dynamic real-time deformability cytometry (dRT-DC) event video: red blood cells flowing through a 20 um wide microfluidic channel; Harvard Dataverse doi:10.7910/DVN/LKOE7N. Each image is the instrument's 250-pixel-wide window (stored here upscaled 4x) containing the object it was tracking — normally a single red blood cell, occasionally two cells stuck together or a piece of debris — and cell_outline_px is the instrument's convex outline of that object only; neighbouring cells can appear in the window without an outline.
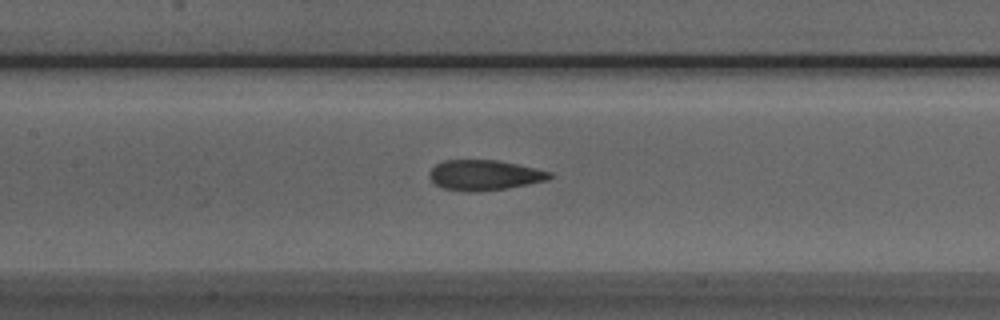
{"species": "Egyptian fruit bat (a non-hibernating species)", "species_latin": "Rousettus aegyptiacus", "temperature_condition": "room temperature", "stored_images_in_passage": 42, "camera_frame_rate_fps": 3000, "um_per_image_px": 0.085, "animal": {"sex": "male"}, "frame": {"image": 1, "passage_image": 14, "time_ms": 4.333, "image_size_px": [1000, 320], "cell_outline_px": [[552, 176], [548, 180], [508, 188], [476, 192], [468, 192], [444, 188], [436, 184], [428, 176], [428, 172], [436, 164], [444, 160], [496, 160], [536, 168], [552, 172]], "centroid_in_image_um": [41.17, 14.89], "position_along_channel_um": 166.2, "area_um2": 21.21}}
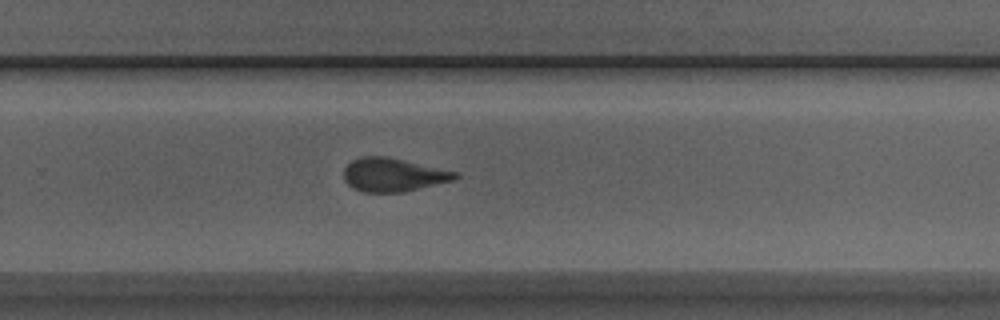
{"frame": {"image": 2, "passage_image": 24, "time_ms": 7.667, "image_size_px": [1000, 320], "cell_outline_px": [[460, 176], [452, 180], [404, 192], [364, 192], [352, 188], [344, 180], [344, 168], [352, 160], [360, 156], [384, 156], [460, 172]], "centroid_in_image_um": [33.41, 14.86], "position_along_channel_um": 296.4, "area_um2": 21.68}}
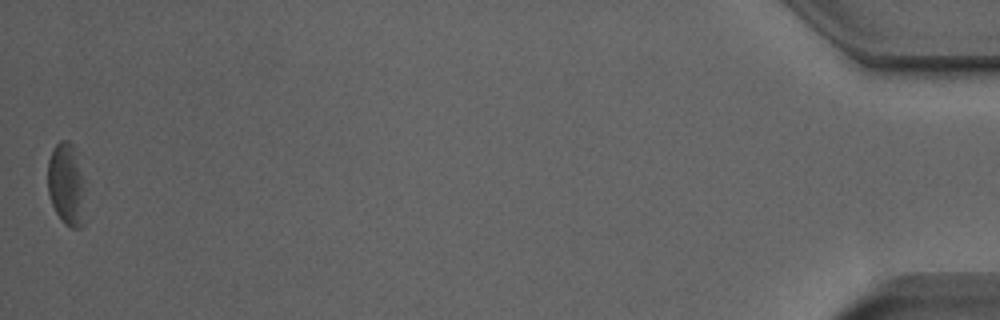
{"frame": {"image": 3, "passage_image": 42, "time_ms": 13.667, "image_size_px": [1000, 320], "cell_outline_px": [[88, 220], [80, 228], [72, 228], [64, 224], [60, 220], [52, 204], [48, 192], [48, 160], [52, 148], [60, 140], [68, 140], [72, 144], [80, 172]], "centroid_in_image_um": [5.65, 15.77], "position_along_channel_um": 429.6, "area_um2": 18.15}, "authors_computed_cell_mechanics": {"area_um2": 21.6461, "velocity_mm_per_s": 3.9225, "shape_relaxation_time_tau1_ms": 3.7889, "shape_relaxation_time_tau2_ms": 2.4216, "deformation_change_tau1": 0.1253, "deformation_change_tau2": 0.0865}}